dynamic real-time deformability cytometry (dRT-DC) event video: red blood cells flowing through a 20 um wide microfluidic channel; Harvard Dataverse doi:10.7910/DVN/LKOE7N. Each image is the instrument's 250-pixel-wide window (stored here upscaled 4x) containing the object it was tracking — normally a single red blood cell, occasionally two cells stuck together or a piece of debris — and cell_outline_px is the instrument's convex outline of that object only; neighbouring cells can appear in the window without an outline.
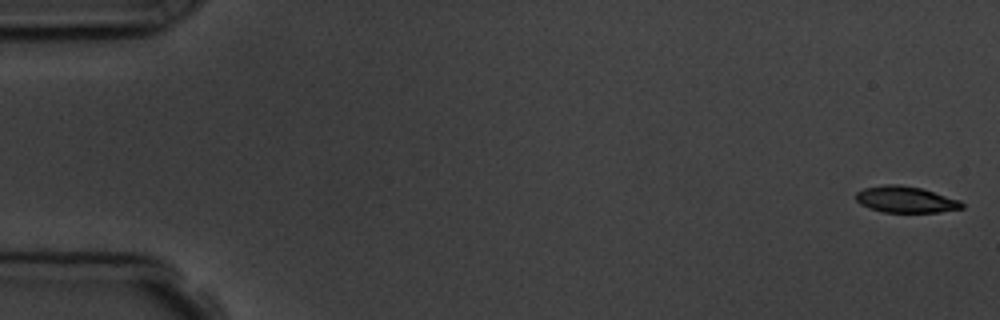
{"species": "common noctule bat (a hibernating species)", "species_latin": "Nyctalus noctula", "temperature_condition": "room temperature", "stored_images_in_passage": 4, "camera_frame_rate_fps": 3000, "um_per_image_px": 0.085, "animal": {"sex": "male", "body_mass_g": 19.5, "forearm_length_mm": 54.6}, "frame": {"image": 1, "passage_image": 1, "time_ms": 0.0, "image_size_px": [1000, 320], "cell_outline_px": [[964, 208], [940, 212], [884, 212], [868, 208], [860, 204], [856, 200], [856, 192], [864, 188], [884, 184], [900, 184], [920, 188], [960, 200], [964, 204]], "centroid_in_image_um": [76.97, 16.96], "position_along_channel_um": 8.0, "area_um2": 16.3}}